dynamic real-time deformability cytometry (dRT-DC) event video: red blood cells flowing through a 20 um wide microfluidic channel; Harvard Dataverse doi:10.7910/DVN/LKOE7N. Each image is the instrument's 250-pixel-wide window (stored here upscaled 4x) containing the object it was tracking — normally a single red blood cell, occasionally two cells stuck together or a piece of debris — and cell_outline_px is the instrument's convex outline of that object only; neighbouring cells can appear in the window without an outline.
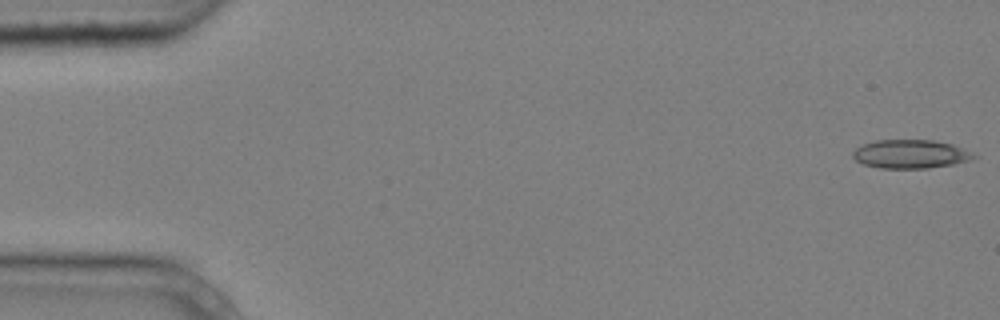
{"species": "common noctule bat (a hibernating species)", "species_latin": "Nyctalus noctula", "temperature_condition": "cold", "stored_images_in_passage": 5, "camera_frame_rate_fps": 3000, "um_per_image_px": 0.085, "animal": {"sex": "male", "body_mass_g": 20.4}, "frame": {"image": 1, "passage_image": 1, "time_ms": 0.0, "image_size_px": [1000, 320], "cell_outline_px": [[980, 156], [968, 160], [952, 164], [928, 168], [880, 168], [864, 164], [856, 160], [852, 156], [852, 152], [856, 148], [864, 144], [876, 140], [932, 140], [952, 144], [972, 152]], "centroid_in_image_um": [77.4, 13.09], "position_along_channel_um": 7.6, "area_um2": 20.06}}
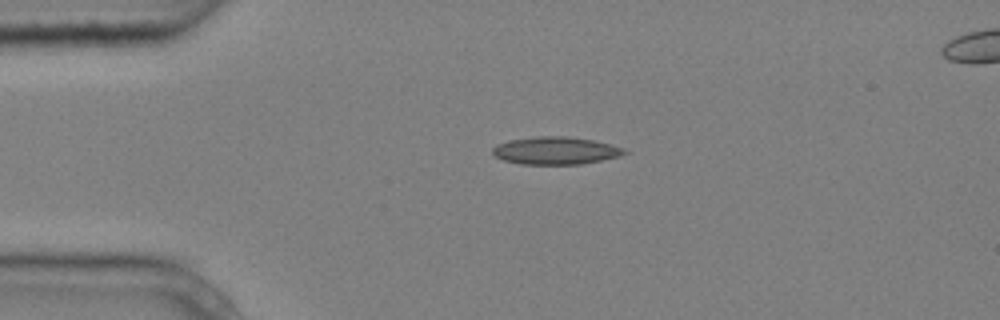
{"frame": {"image": 2, "passage_image": 3, "time_ms": 0.667, "image_size_px": [1000, 320], "cell_outline_px": [[628, 152], [620, 156], [580, 164], [520, 164], [504, 160], [496, 156], [492, 152], [492, 148], [496, 144], [508, 140], [536, 136], [564, 136], [592, 140], [624, 148]], "centroid_in_image_um": [47.19, 12.8], "position_along_channel_um": 37.8, "area_um2": 21.04}}
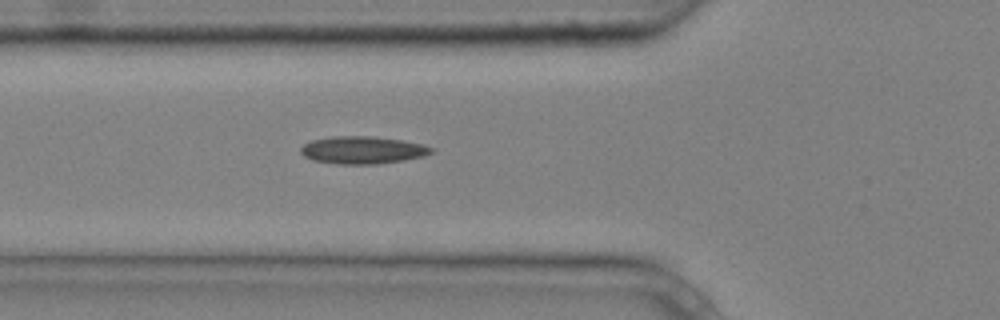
{"frame": {"image": 3, "passage_image": 5, "time_ms": 1.333, "image_size_px": [1000, 320], "cell_outline_px": [[436, 148], [432, 152], [424, 156], [404, 160], [376, 164], [336, 164], [312, 160], [304, 156], [300, 152], [300, 148], [304, 144], [312, 140], [332, 136], [372, 136], [400, 140], [424, 144]], "centroid_in_image_um": [30.83, 12.75], "position_along_channel_um": 95.0, "area_um2": 21.04}}